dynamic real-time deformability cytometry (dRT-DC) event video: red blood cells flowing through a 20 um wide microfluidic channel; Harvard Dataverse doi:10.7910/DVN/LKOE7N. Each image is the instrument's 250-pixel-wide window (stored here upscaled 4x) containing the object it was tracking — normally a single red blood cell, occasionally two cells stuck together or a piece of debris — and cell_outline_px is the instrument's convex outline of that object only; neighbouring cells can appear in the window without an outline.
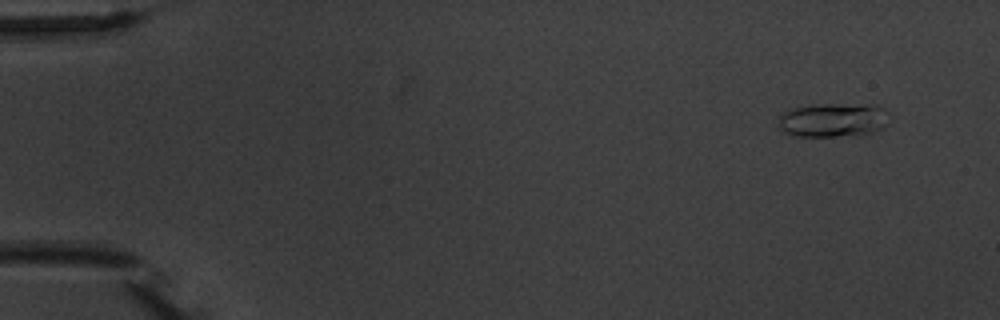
{"species": "common noctule bat (a hibernating species)", "species_latin": "Nyctalus noctula", "temperature_condition": "warm", "stored_images_in_passage": 6, "camera_frame_rate_fps": 3000, "um_per_image_px": 0.085, "animal": {"sex": "male", "body_mass_g": 20.1, "forearm_length_mm": 53.5}, "frame": {"image": 1, "passage_image": 1, "time_ms": 0.0, "image_size_px": [1000, 320], "cell_outline_px": [[892, 116], [884, 128], [876, 132], [836, 136], [792, 136], [784, 132], [780, 128], [780, 116], [784, 112], [792, 108], [808, 104], [872, 104], [884, 108]], "centroid_in_image_um": [70.87, 10.18], "position_along_channel_um": 14.1, "area_um2": 22.37}}